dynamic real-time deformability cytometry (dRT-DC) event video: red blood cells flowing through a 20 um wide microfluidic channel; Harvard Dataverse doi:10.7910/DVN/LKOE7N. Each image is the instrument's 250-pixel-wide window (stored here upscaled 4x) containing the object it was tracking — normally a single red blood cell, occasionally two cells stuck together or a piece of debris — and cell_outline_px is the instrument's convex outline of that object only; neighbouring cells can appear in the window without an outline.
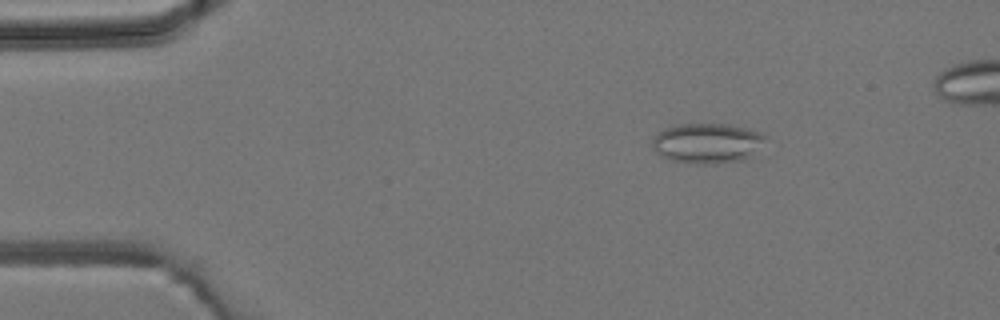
{"species": "common noctule bat (a hibernating species)", "species_latin": "Nyctalus noctula", "temperature_condition": "room temperature", "stored_images_in_passage": 4, "camera_frame_rate_fps": 3000, "um_per_image_px": 0.085, "animal": {"sex": "male", "body_mass_g": 19.2, "forearm_length_mm": 51.8}, "frame": {"image": 1, "passage_image": 2, "time_ms": 1.0, "image_size_px": [1000, 320], "cell_outline_px": [[768, 136], [748, 156], [740, 160], [704, 164], [696, 164], [672, 160], [660, 156], [652, 148], [652, 136], [676, 124], [728, 124], [760, 132]], "centroid_in_image_um": [60.04, 12.16], "position_along_channel_um": 25.0, "area_um2": 25.95}}